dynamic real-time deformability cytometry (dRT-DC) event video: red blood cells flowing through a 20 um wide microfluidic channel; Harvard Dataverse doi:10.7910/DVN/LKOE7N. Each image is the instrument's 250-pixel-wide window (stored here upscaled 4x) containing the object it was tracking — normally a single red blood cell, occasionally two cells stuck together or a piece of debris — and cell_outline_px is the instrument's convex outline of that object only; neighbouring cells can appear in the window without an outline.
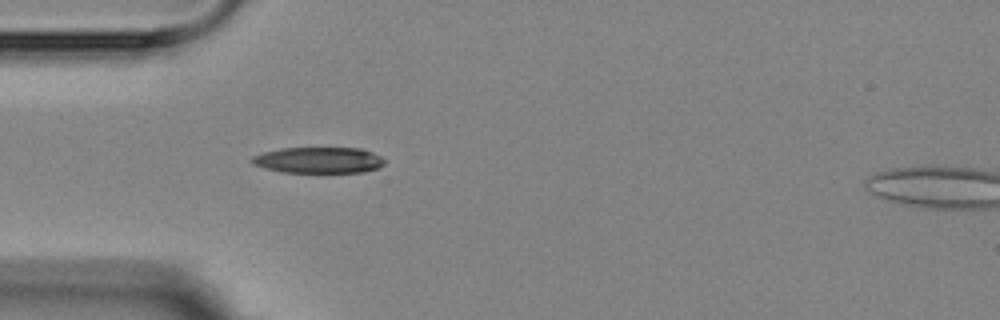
{"species": "Egyptian fruit bat (a non-hibernating species)", "species_latin": "Rousettus aegyptiacus", "temperature_condition": "room temperature", "stored_images_in_passage": 3, "camera_frame_rate_fps": 3000, "um_per_image_px": 0.085, "animal": {"sex": "female"}, "frame": {"image": 1, "passage_image": 2, "time_ms": 1.333, "image_size_px": [1000, 320], "cell_outline_px": [[384, 164], [376, 168], [364, 172], [284, 172], [252, 164], [248, 160], [252, 156], [264, 152], [284, 148], [360, 148], [372, 152], [380, 156], [384, 160]], "centroid_in_image_um": [27.07, 13.6], "position_along_channel_um": 57.9, "area_um2": 19.94}}